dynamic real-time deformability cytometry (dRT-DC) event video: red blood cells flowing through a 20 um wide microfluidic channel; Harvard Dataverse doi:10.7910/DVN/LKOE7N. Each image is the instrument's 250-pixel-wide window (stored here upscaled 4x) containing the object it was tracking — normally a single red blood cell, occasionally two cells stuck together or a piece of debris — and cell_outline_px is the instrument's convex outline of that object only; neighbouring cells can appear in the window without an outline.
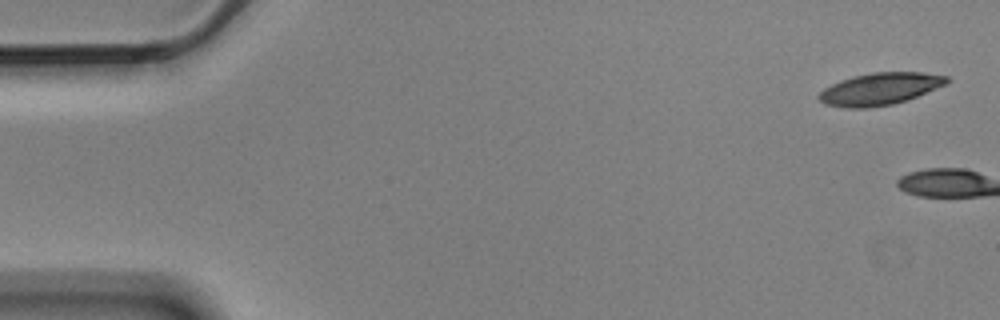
{"species": "Egyptian fruit bat (a non-hibernating species)", "species_latin": "Rousettus aegyptiacus", "temperature_condition": "cold", "stored_images_in_passage": 6, "camera_frame_rate_fps": 3000, "um_per_image_px": 0.085, "animal": {"sex": "male"}, "frame": {"image": 1, "passage_image": 1, "time_ms": 0.0, "image_size_px": [1000, 320], "cell_outline_px": [[952, 80], [948, 84], [908, 100], [892, 104], [868, 108], [844, 108], [824, 104], [816, 96], [824, 88], [840, 80], [852, 76], [872, 72], [924, 72], [948, 76]], "centroid_in_image_um": [74.82, 7.55], "position_along_channel_um": 10.2, "area_um2": 24.33}}
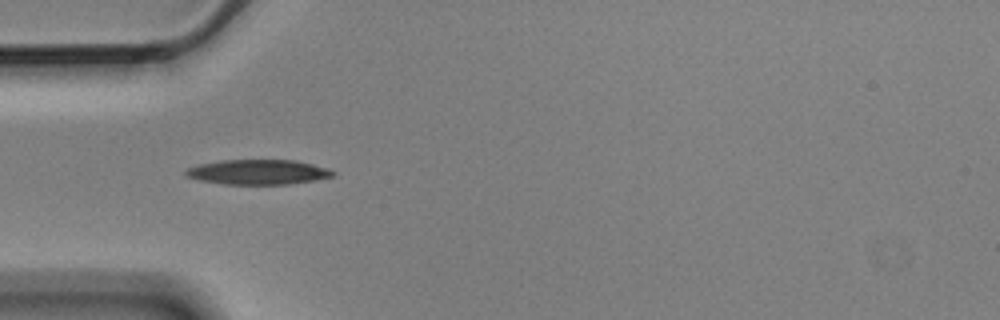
{"frame": {"image": 2, "passage_image": 5, "time_ms": 1.333, "image_size_px": [1000, 320], "cell_outline_px": [[336, 176], [316, 180], [288, 184], [224, 184], [200, 180], [184, 176], [184, 172], [188, 168], [196, 164], [220, 160], [296, 160], [328, 168], [336, 172]], "centroid_in_image_um": [21.94, 14.62], "position_along_channel_um": 63.1, "area_um2": 21.56}}
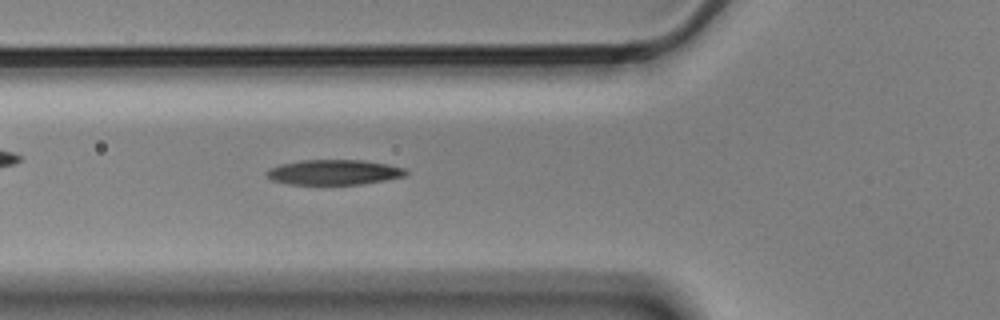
{"frame": {"image": 3, "passage_image": 6, "time_ms": 1.667, "image_size_px": [1000, 320], "cell_outline_px": [[408, 172], [404, 176], [384, 180], [360, 184], [288, 184], [272, 180], [264, 172], [280, 164], [304, 160], [364, 160], [388, 164], [404, 168]], "centroid_in_image_um": [28.39, 14.63], "position_along_channel_um": 97.4, "area_um2": 20.17}}